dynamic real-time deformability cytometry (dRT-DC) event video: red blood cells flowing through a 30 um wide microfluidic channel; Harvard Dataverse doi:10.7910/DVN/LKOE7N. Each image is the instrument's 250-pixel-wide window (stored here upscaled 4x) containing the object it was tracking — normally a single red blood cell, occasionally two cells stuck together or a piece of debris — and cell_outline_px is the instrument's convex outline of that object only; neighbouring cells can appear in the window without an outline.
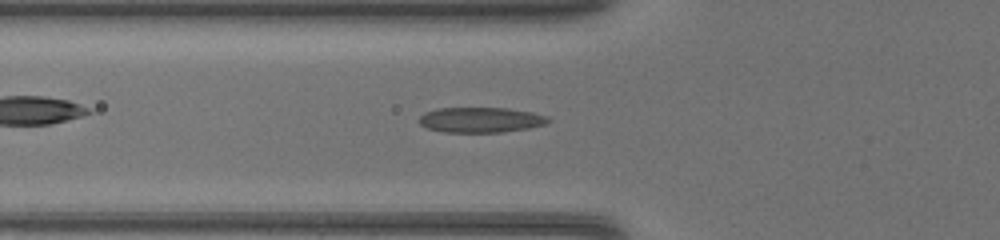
{"species": "common noctule bat (a hibernating species)", "species_latin": "Nyctalus noctula", "temperature_condition": "warm", "stored_images_in_passage": 46, "camera_frame_rate_fps": 3000, "um_per_image_px": 0.085, "animal": {"sex": "female", "body_mass_g": 17.0, "forearm_length_mm": 48.0}, "frame": {"image": 1, "passage_image": 17, "time_ms": 5.333, "image_size_px": [1000, 240], "cell_outline_px": [[552, 120], [548, 124], [528, 128], [500, 132], [444, 132], [428, 128], [420, 124], [416, 120], [424, 112], [440, 108], [508, 108], [532, 112], [548, 116]], "centroid_in_image_um": [40.88, 10.18], "position_along_channel_um": 84.9, "area_um2": 19.13}}
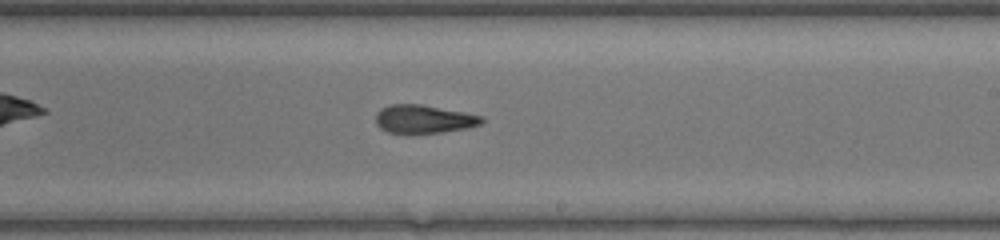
{"frame": {"image": 2, "passage_image": 28, "time_ms": 9.0, "image_size_px": [1000, 240], "cell_outline_px": [[484, 120], [480, 124], [468, 128], [440, 132], [408, 136], [388, 132], [380, 128], [376, 124], [376, 112], [380, 108], [392, 104], [420, 104], [464, 112], [484, 116]], "centroid_in_image_um": [35.98, 10.15], "position_along_channel_um": 253.0, "area_um2": 18.03}}
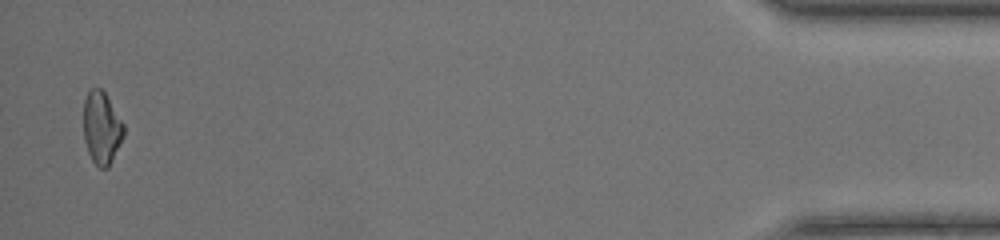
{"frame": {"image": 3, "passage_image": 45, "time_ms": 14.667, "image_size_px": [1000, 240], "cell_outline_px": [[124, 136], [108, 168], [100, 168], [92, 160], [88, 152], [84, 140], [84, 100], [88, 92], [92, 88], [100, 88], [104, 92], [124, 124]], "centroid_in_image_um": [8.64, 10.88], "position_along_channel_um": 426.6, "area_um2": 16.82}}